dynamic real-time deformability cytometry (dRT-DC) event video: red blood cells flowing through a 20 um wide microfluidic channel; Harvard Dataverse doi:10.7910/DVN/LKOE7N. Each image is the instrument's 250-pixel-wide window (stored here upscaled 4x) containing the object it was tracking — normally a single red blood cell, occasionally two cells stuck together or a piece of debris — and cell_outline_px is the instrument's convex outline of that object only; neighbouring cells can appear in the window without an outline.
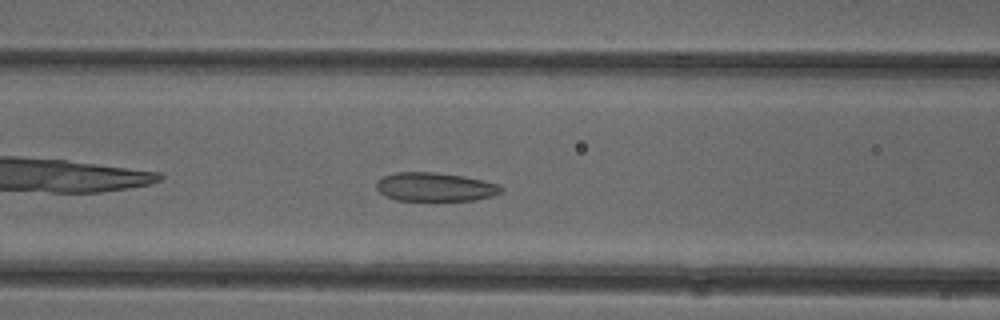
{"species": "common noctule bat (a hibernating species)", "species_latin": "Nyctalus noctula", "temperature_condition": "cold", "stored_images_in_passage": 39, "camera_frame_rate_fps": 3000, "um_per_image_px": 0.085, "animal": {"sex": "female"}, "frame": {"image": 1, "passage_image": 7, "time_ms": 2.0, "image_size_px": [1000, 320], "cell_outline_px": [[504, 192], [492, 196], [476, 200], [396, 200], [384, 196], [376, 188], [376, 180], [384, 176], [396, 172], [436, 172], [464, 176], [484, 180], [500, 184], [504, 188]], "centroid_in_image_um": [37.01, 15.88], "position_along_channel_um": 129.6, "area_um2": 21.15}}
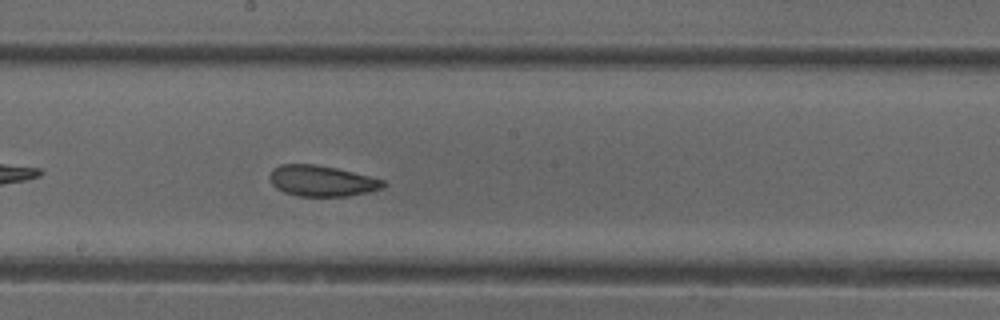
{"frame": {"image": 2, "passage_image": 14, "time_ms": 4.333, "image_size_px": [1000, 320], "cell_outline_px": [[388, 184], [384, 188], [368, 192], [348, 196], [296, 196], [284, 192], [276, 188], [272, 184], [268, 176], [272, 168], [280, 164], [316, 164], [336, 168], [384, 180]], "centroid_in_image_um": [27.33, 15.38], "position_along_channel_um": 220.9, "area_um2": 20.58}}
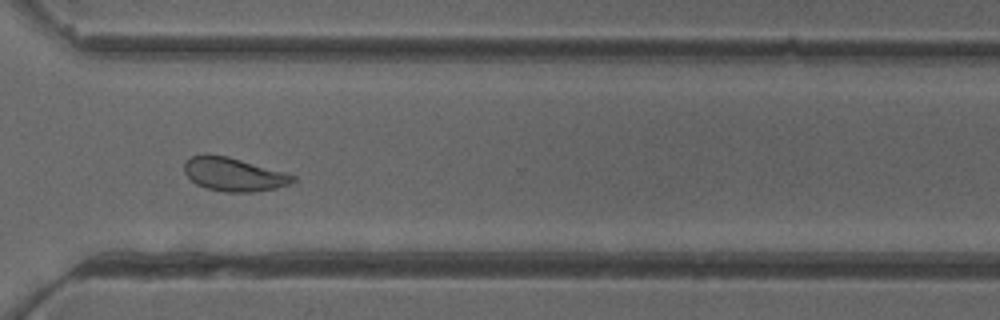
{"frame": {"image": 3, "passage_image": 24, "time_ms": 7.667, "image_size_px": [1000, 320], "cell_outline_px": [[296, 180], [292, 184], [276, 188], [252, 192], [224, 192], [208, 188], [196, 184], [184, 172], [184, 164], [192, 156], [204, 152], [208, 152], [228, 156], [284, 172], [296, 176]], "centroid_in_image_um": [19.86, 14.8], "position_along_channel_um": 350.7, "area_um2": 21.39}, "authors_computed_cell_mechanics": {"area_um2": 21.1548, "velocity_mm_per_s": 3.9126, "shape_relaxation_time_tau1_ms": null, "shape_relaxation_time_tau2_ms": 2.5064, "deformation_change_tau1": null, "deformation_change_tau2": 0.0886}}